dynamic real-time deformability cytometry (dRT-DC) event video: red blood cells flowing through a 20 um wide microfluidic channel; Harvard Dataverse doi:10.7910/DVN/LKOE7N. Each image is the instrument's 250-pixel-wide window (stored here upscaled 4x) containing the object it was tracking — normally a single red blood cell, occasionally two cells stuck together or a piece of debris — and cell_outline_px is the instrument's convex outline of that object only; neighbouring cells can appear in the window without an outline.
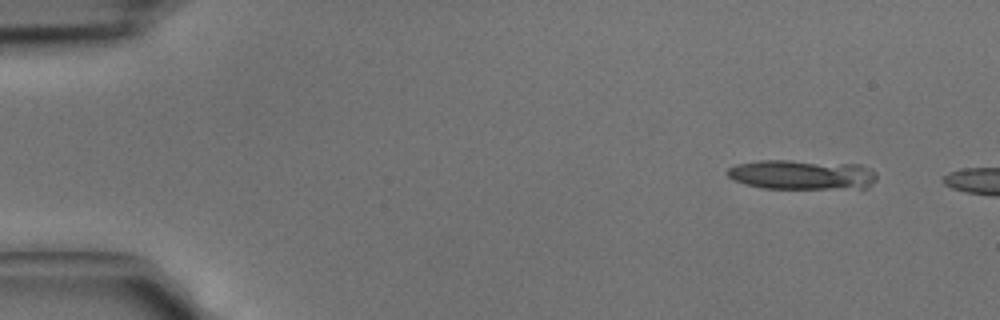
{"species": "common noctule bat (a hibernating species)", "species_latin": "Nyctalus noctula", "temperature_condition": "cold", "stored_images_in_passage": 8, "camera_frame_rate_fps": 3000, "um_per_image_px": 0.085, "animal": {"sex": "male", "body_mass_g": 15.6}, "frame": {"image": 1, "passage_image": 1, "time_ms": 0.0, "image_size_px": [1000, 320], "cell_outline_px": [[876, 180], [864, 188], [764, 188], [744, 184], [728, 176], [724, 172], [728, 168], [736, 164], [760, 160], [788, 160], [860, 164], [872, 168], [876, 172]], "centroid_in_image_um": [68.17, 14.83], "position_along_channel_um": 16.8, "area_um2": 25.95}}